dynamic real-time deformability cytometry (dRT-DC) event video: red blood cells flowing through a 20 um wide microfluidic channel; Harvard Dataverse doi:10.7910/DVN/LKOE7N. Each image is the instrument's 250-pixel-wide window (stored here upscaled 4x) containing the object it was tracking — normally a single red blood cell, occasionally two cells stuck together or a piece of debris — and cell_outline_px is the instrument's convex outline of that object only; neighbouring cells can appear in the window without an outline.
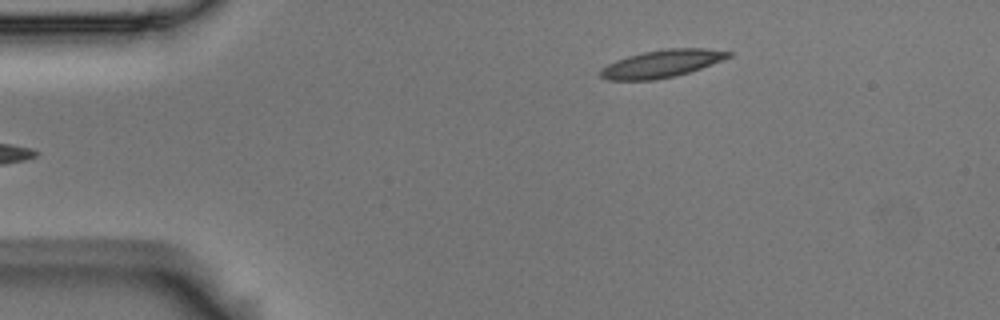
{"species": "Egyptian fruit bat (a non-hibernating species)", "species_latin": "Rousettus aegyptiacus", "temperature_condition": "room temperature", "stored_images_in_passage": 4, "camera_frame_rate_fps": 3000, "um_per_image_px": 0.085, "animal": {"sex": "male"}, "frame": {"image": 1, "passage_image": 4, "time_ms": 1.0, "image_size_px": [1000, 320], "cell_outline_px": [[732, 56], [700, 68], [676, 76], [656, 80], [608, 80], [600, 76], [600, 68], [616, 60], [628, 56], [644, 52], [668, 48], [704, 48], [732, 52]], "centroid_in_image_um": [56.23, 5.42], "position_along_channel_um": 28.8, "area_um2": 20.4}}